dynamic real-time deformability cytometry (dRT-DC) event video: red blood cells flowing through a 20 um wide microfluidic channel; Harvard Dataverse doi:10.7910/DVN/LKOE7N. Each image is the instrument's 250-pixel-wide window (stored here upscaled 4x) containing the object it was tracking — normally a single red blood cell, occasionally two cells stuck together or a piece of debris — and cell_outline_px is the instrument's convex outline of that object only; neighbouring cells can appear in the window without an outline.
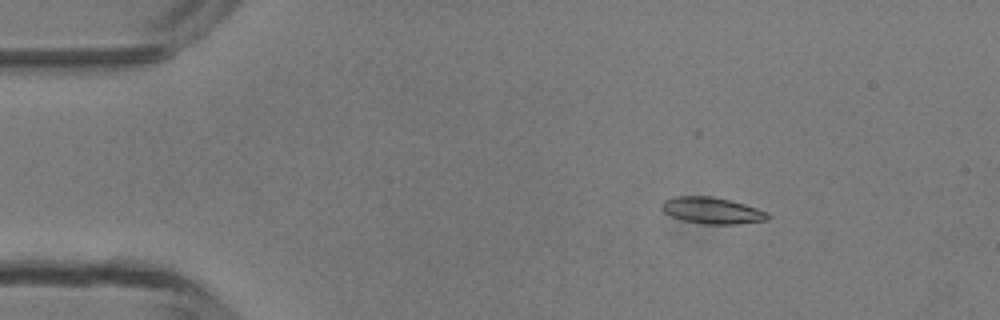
{"species": "common noctule bat (a hibernating species)", "species_latin": "Nyctalus noctula", "temperature_condition": "room temperature", "stored_images_in_passage": 4, "camera_frame_rate_fps": 3000, "um_per_image_px": 0.085, "animal": {"sex": "male", "body_mass_g": 13.3}, "frame": {"image": 1, "passage_image": 2, "time_ms": 1.0, "image_size_px": [1000, 320], "cell_outline_px": [[768, 216], [764, 220], [736, 224], [704, 224], [684, 220], [672, 216], [664, 212], [660, 208], [660, 204], [664, 200], [676, 196], [712, 196], [744, 204], [768, 212]], "centroid_in_image_um": [60.46, 17.88], "position_along_channel_um": 24.5, "area_um2": 16.13}}
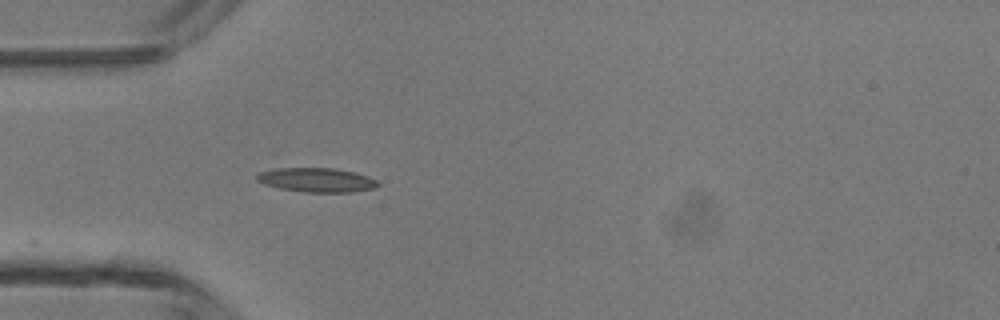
{"frame": {"image": 2, "passage_image": 4, "time_ms": 3.333, "image_size_px": [1000, 320], "cell_outline_px": [[380, 184], [376, 188], [352, 192], [304, 192], [280, 188], [264, 184], [256, 180], [256, 176], [260, 172], [280, 164], [284, 164], [332, 168], [352, 172], [368, 176], [376, 180]], "centroid_in_image_um": [26.8, 15.24], "position_along_channel_um": 58.2, "area_um2": 18.03}}